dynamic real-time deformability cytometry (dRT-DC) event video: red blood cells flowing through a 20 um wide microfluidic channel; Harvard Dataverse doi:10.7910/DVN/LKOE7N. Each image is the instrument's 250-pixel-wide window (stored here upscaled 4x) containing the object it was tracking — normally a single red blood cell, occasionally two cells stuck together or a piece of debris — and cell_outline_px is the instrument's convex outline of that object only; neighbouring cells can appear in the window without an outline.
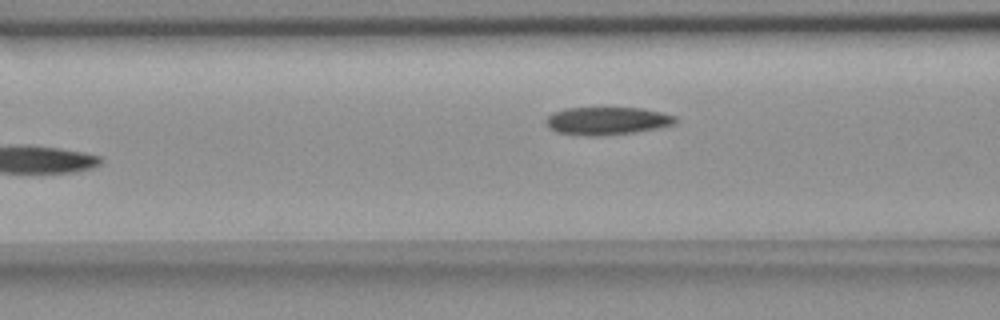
{"species": "common noctule bat (a hibernating species)", "species_latin": "Nyctalus noctula", "temperature_condition": "room temperature", "stored_images_in_passage": 38, "camera_frame_rate_fps": 3000, "um_per_image_px": 0.085, "animal": {"sex": "female", "body_mass_g": 18.4}, "frame": {"image": 1, "passage_image": 7, "time_ms": 2.0, "image_size_px": [1000, 320], "cell_outline_px": [[676, 124], [656, 128], [632, 132], [596, 136], [584, 136], [556, 132], [548, 128], [544, 120], [552, 112], [564, 108], [644, 108], [676, 116]], "centroid_in_image_um": [51.54, 10.27], "position_along_channel_um": 115.1, "area_um2": 21.04}}
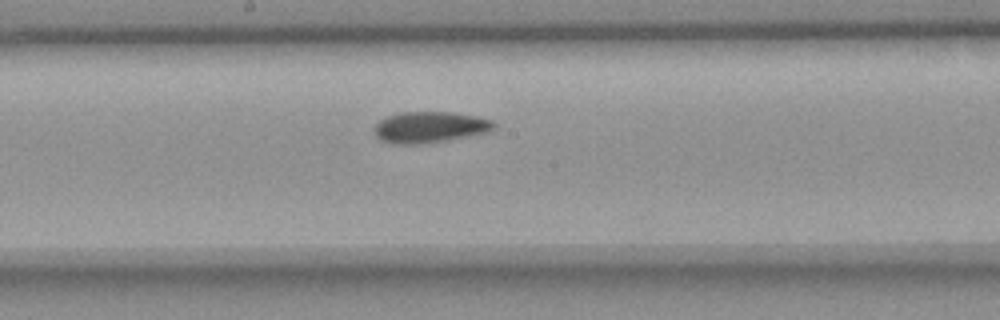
{"frame": {"image": 2, "passage_image": 15, "time_ms": 4.667, "image_size_px": [1000, 320], "cell_outline_px": [[496, 128], [488, 132], [444, 140], [420, 144], [392, 144], [380, 140], [376, 136], [372, 128], [380, 120], [388, 116], [400, 112], [452, 112], [476, 116], [492, 120], [496, 124]], "centroid_in_image_um": [36.51, 10.8], "position_along_channel_um": 211.7, "area_um2": 21.73}}
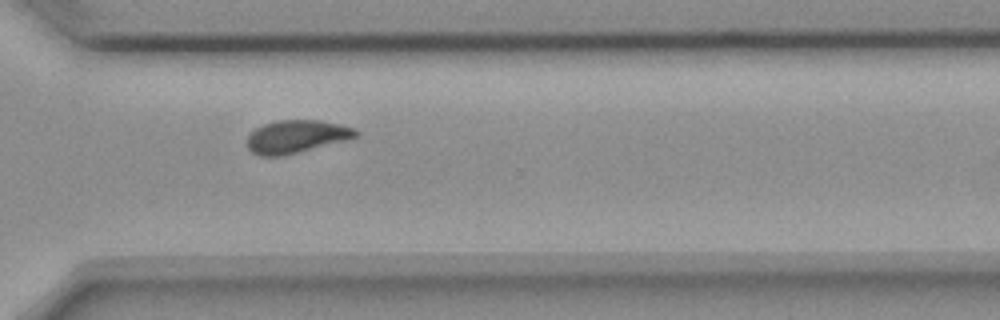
{"frame": {"image": 3, "passage_image": 26, "time_ms": 8.333, "image_size_px": [1000, 320], "cell_outline_px": [[360, 136], [284, 156], [260, 156], [252, 152], [248, 148], [248, 136], [256, 128], [264, 124], [280, 120], [320, 120], [340, 124], [352, 128], [360, 132]], "centroid_in_image_um": [25.21, 11.61], "position_along_channel_um": 345.4, "area_um2": 20.69}, "authors_computed_cell_mechanics": {"area_um2": 21.0392, "velocity_mm_per_s": 3.6359, "shape_relaxation_time_tau1_ms": null, "shape_relaxation_time_tau2_ms": 3.3103, "deformation_change_tau1": null, "deformation_change_tau2": 0.0781}}